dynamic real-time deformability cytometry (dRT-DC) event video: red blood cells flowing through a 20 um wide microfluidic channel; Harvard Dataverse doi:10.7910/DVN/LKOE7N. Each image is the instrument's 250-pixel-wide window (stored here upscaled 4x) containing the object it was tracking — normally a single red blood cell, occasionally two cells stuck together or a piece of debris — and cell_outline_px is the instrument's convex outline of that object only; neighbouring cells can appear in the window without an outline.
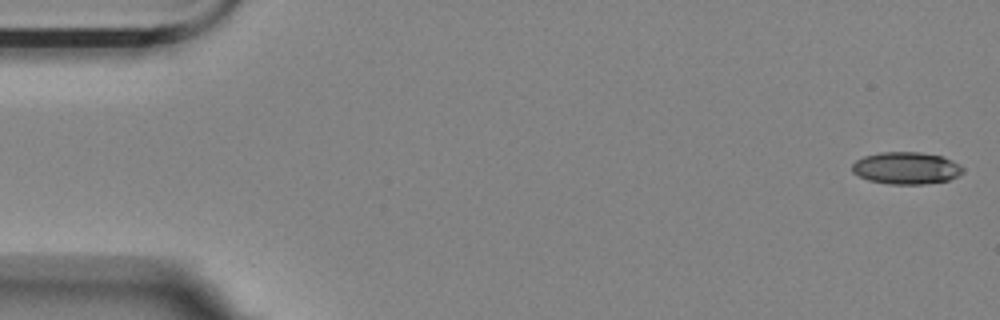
{"species": "Egyptian fruit bat (a non-hibernating species)", "species_latin": "Rousettus aegyptiacus", "temperature_condition": "room temperature", "stored_images_in_passage": 5, "camera_frame_rate_fps": 3000, "um_per_image_px": 0.085, "animal": {"sex": "female"}, "frame": {"image": 1, "passage_image": 1, "time_ms": 0.0, "image_size_px": [1000, 320], "cell_outline_px": [[964, 172], [948, 180], [924, 184], [888, 184], [868, 180], [852, 172], [852, 164], [856, 160], [864, 156], [880, 152], [920, 152], [944, 156], [960, 164], [964, 168]], "centroid_in_image_um": [77.04, 14.28], "position_along_channel_um": 8.0, "area_um2": 20.87}}
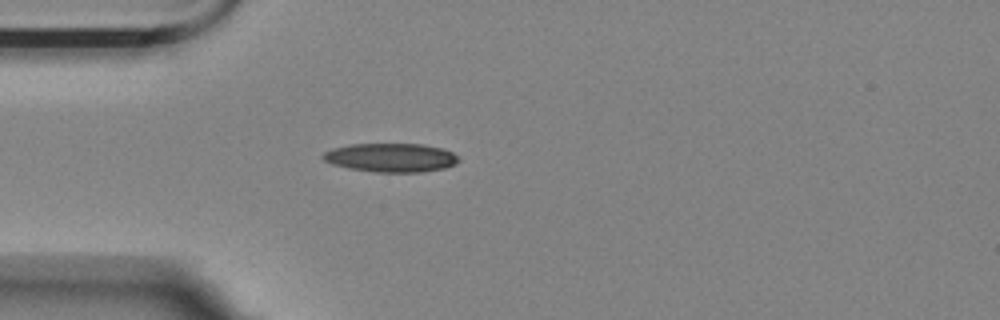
{"frame": {"image": 2, "passage_image": 5, "time_ms": 1.333, "image_size_px": [1000, 320], "cell_outline_px": [[460, 160], [456, 164], [444, 168], [420, 172], [372, 172], [348, 168], [332, 164], [324, 160], [320, 156], [324, 152], [332, 148], [348, 144], [424, 144], [444, 148], [460, 156]], "centroid_in_image_um": [33.24, 13.39], "position_along_channel_um": 51.8, "area_um2": 23.06}}